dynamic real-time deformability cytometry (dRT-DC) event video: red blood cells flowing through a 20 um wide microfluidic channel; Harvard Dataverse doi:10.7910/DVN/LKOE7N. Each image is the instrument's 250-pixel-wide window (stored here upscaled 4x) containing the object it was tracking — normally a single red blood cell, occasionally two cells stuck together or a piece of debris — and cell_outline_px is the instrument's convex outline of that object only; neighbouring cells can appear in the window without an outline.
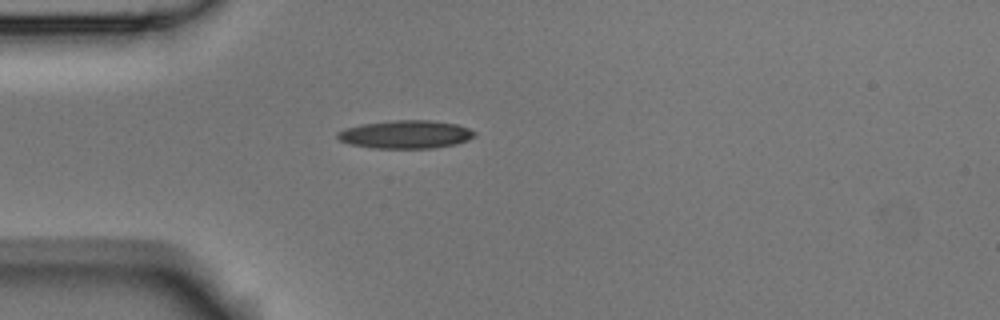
{"species": "Egyptian fruit bat (a non-hibernating species)", "species_latin": "Rousettus aegyptiacus", "temperature_condition": "room temperature", "stored_images_in_passage": 4, "camera_frame_rate_fps": 3000, "um_per_image_px": 0.085, "animal": {"sex": "male"}, "frame": {"image": 1, "passage_image": 4, "time_ms": 1.0, "image_size_px": [1000, 320], "cell_outline_px": [[476, 136], [468, 140], [456, 144], [432, 148], [372, 148], [348, 144], [340, 140], [336, 136], [336, 132], [344, 128], [360, 124], [396, 120], [428, 120], [456, 124], [468, 128], [476, 132]], "centroid_in_image_um": [34.46, 11.42], "position_along_channel_um": 50.5, "area_um2": 22.6}}